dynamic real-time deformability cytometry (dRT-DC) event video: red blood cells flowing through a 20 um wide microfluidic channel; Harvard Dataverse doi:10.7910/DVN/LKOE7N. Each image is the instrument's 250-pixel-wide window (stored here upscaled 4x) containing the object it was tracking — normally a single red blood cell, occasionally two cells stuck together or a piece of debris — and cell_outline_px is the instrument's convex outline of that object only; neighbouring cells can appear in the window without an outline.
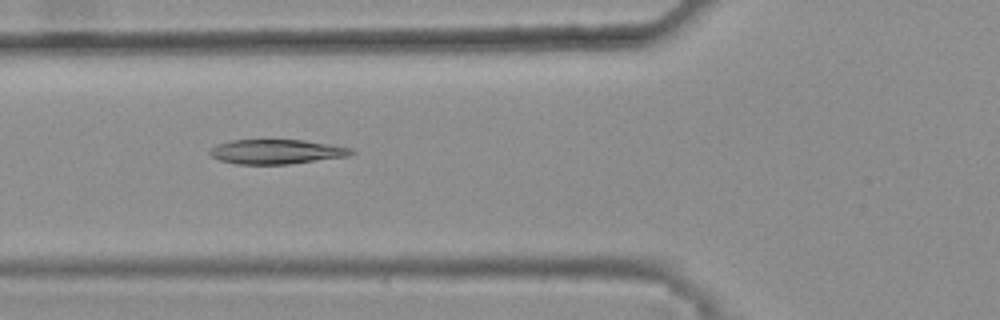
{"species": "common noctule bat (a hibernating species)", "species_latin": "Nyctalus noctula", "temperature_condition": "warm", "stored_images_in_passage": 38, "camera_frame_rate_fps": 3000, "um_per_image_px": 0.085, "animal": {"sex": "female", "body_mass_g": 25.1}, "frame": {"image": 1, "passage_image": 10, "time_ms": 3.0, "image_size_px": [1000, 320], "cell_outline_px": [[356, 152], [348, 156], [288, 164], [236, 164], [220, 160], [212, 156], [208, 152], [216, 144], [232, 140], [304, 140], [352, 148]], "centroid_in_image_um": [23.49, 12.89], "position_along_channel_um": 102.3, "area_um2": 20.11}}
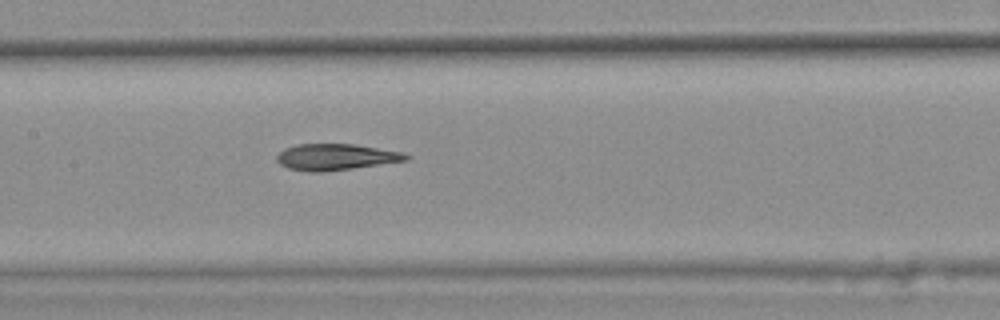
{"frame": {"image": 2, "passage_image": 16, "time_ms": 5.0, "image_size_px": [1000, 320], "cell_outline_px": [[412, 156], [408, 160], [324, 172], [312, 172], [288, 168], [280, 164], [276, 160], [276, 156], [284, 148], [296, 144], [356, 144], [404, 152]], "centroid_in_image_um": [28.56, 13.33], "position_along_channel_um": 178.8, "area_um2": 19.88}}
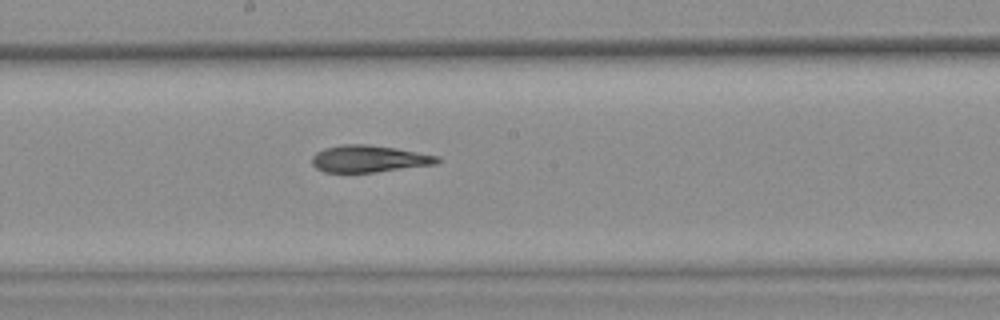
{"frame": {"image": 3, "passage_image": 19, "time_ms": 6.0, "image_size_px": [1000, 320], "cell_outline_px": [[440, 160], [436, 164], [372, 172], [324, 172], [316, 168], [312, 164], [312, 156], [316, 152], [324, 148], [340, 144], [368, 144], [396, 148], [440, 156]], "centroid_in_image_um": [31.34, 13.48], "position_along_channel_um": 216.9, "area_um2": 19.65}, "authors_computed_cell_mechanics": {"area_um2": 20.0277, "velocity_mm_per_s": 3.8176, "shape_relaxation_time_tau1_ms": null, "shape_relaxation_time_tau2_ms": 4.8159, "deformation_change_tau1": null, "deformation_change_tau2": 0.1323}}